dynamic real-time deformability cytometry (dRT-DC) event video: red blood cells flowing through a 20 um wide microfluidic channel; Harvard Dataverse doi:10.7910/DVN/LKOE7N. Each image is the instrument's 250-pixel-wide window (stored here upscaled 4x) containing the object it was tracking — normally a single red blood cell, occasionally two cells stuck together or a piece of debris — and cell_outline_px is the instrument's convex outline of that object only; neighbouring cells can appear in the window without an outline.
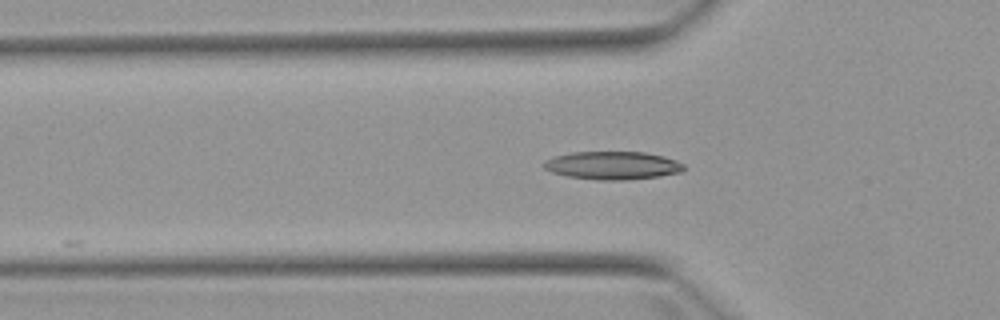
{"species": "Egyptian fruit bat (a non-hibernating species)", "species_latin": "Rousettus aegyptiacus", "temperature_condition": "warm", "stored_images_in_passage": 5, "camera_frame_rate_fps": 3000, "um_per_image_px": 0.085, "animal": {"sex": "female"}, "frame": {"image": 1, "passage_image": 4, "time_ms": 4.333, "image_size_px": [1000, 320], "cell_outline_px": [[684, 168], [680, 172], [660, 176], [624, 180], [596, 180], [568, 176], [552, 172], [544, 168], [544, 164], [548, 160], [556, 156], [572, 152], [644, 152], [664, 156], [676, 160], [684, 164]], "centroid_in_image_um": [52.11, 14.06], "position_along_channel_um": 73.7, "area_um2": 22.72}}
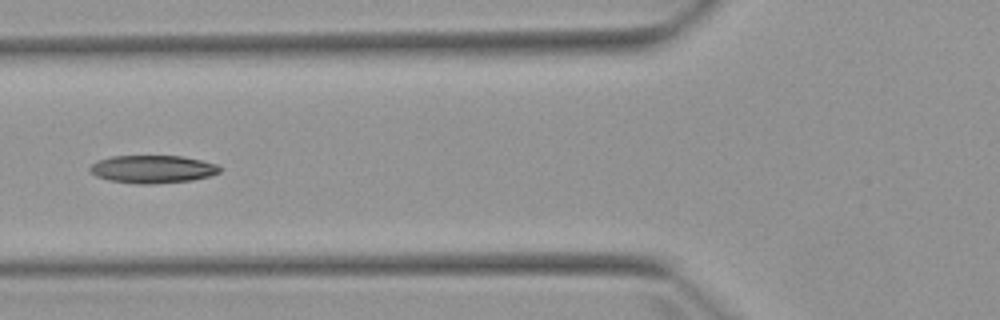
{"frame": {"image": 2, "passage_image": 5, "time_ms": 5.333, "image_size_px": [1000, 320], "cell_outline_px": [[220, 172], [208, 176], [192, 180], [152, 184], [136, 184], [108, 180], [96, 176], [88, 168], [96, 160], [112, 156], [184, 156], [216, 164], [220, 168]], "centroid_in_image_um": [12.93, 14.38], "position_along_channel_um": 112.9, "area_um2": 21.04}}